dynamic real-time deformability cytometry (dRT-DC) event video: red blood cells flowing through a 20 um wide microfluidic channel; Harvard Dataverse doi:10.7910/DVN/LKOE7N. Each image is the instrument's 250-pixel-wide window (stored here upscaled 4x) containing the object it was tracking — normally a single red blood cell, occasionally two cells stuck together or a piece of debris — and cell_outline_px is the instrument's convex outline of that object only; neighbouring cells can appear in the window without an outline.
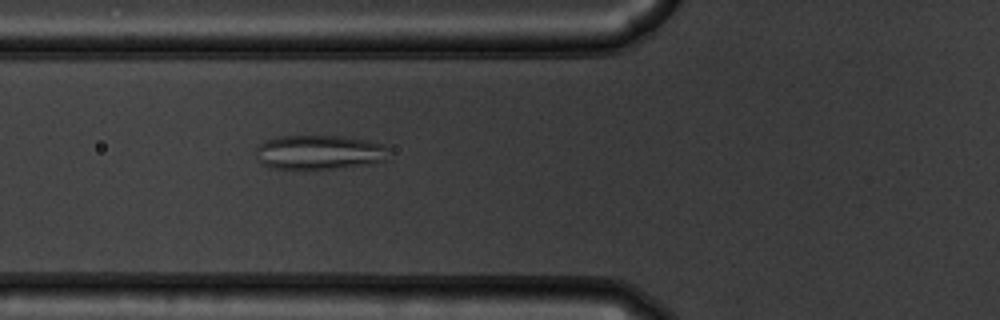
{"species": "common noctule bat (a hibernating species)", "species_latin": "Nyctalus noctula", "temperature_condition": "warm", "stored_images_in_passage": 54, "camera_frame_rate_fps": 3000, "um_per_image_px": 0.085, "animal": {"sex": "male", "body_mass_g": 19.5, "forearm_length_mm": 54.6}, "frame": {"image": 1, "passage_image": 21, "time_ms": 6.667, "image_size_px": [1000, 320], "cell_outline_px": [[388, 148], [384, 160], [368, 164], [332, 168], [268, 168], [260, 164], [256, 152], [256, 148], [264, 140], [280, 136], [344, 136], [364, 140], [380, 144]], "centroid_in_image_um": [27.06, 12.93], "position_along_channel_um": 98.7, "area_um2": 26.24}}
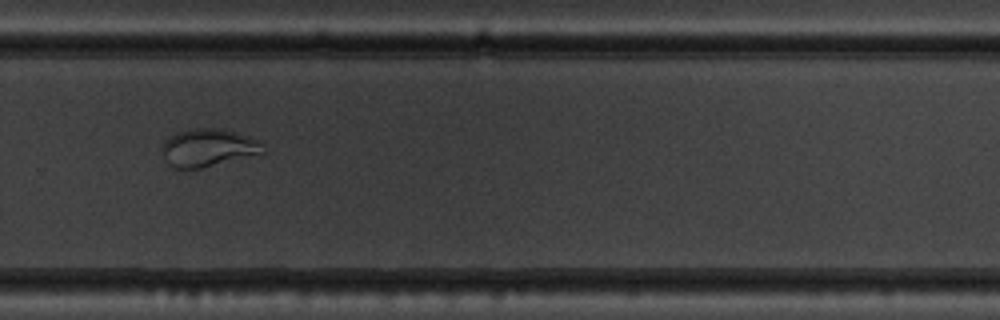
{"frame": {"image": 2, "passage_image": 38, "time_ms": 12.333, "image_size_px": [1000, 320], "cell_outline_px": [[264, 152], [200, 168], [172, 168], [168, 164], [164, 152], [164, 140], [168, 136], [176, 132], [192, 128], [220, 128], [236, 132], [260, 140], [264, 144]], "centroid_in_image_um": [17.7, 12.53], "position_along_channel_um": 312.1, "area_um2": 21.96}}
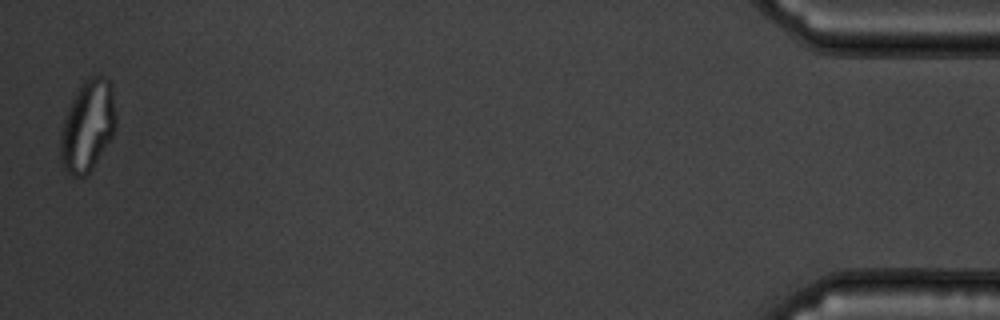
{"frame": {"image": 3, "passage_image": 54, "time_ms": 17.667, "image_size_px": [1000, 320], "cell_outline_px": [[116, 128], [112, 136], [92, 168], [84, 176], [72, 176], [64, 168], [60, 160], [60, 132], [64, 116], [80, 84], [88, 76], [108, 76], [112, 84], [116, 116]], "centroid_in_image_um": [7.45, 10.65], "position_along_channel_um": 427.7, "area_um2": 29.71}}